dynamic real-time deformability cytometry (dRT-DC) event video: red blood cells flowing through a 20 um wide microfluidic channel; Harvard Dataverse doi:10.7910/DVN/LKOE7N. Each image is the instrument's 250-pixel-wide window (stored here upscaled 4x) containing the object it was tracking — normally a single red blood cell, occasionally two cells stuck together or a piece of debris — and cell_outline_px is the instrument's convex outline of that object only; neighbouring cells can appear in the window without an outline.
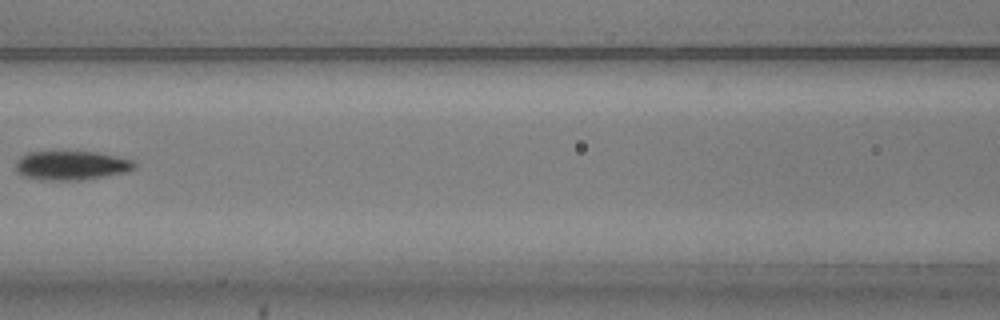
{"species": "common noctule bat (a hibernating species)", "species_latin": "Nyctalus noctula", "temperature_condition": "warm", "stored_images_in_passage": 7, "camera_frame_rate_fps": 3000, "um_per_image_px": 0.085, "animal": {"sex": "male", "body_mass_g": 20.5, "forearm_length_mm": 52.5}, "frame": {"image": 1, "passage_image": 7, "time_ms": 2.0, "image_size_px": [1000, 320], "cell_outline_px": [[136, 168], [128, 172], [84, 180], [40, 180], [20, 176], [16, 172], [16, 160], [20, 156], [28, 152], [96, 152], [116, 156], [132, 160], [136, 164]], "centroid_in_image_um": [6.04, 14.08], "position_along_channel_um": 160.6, "area_um2": 20.4}}